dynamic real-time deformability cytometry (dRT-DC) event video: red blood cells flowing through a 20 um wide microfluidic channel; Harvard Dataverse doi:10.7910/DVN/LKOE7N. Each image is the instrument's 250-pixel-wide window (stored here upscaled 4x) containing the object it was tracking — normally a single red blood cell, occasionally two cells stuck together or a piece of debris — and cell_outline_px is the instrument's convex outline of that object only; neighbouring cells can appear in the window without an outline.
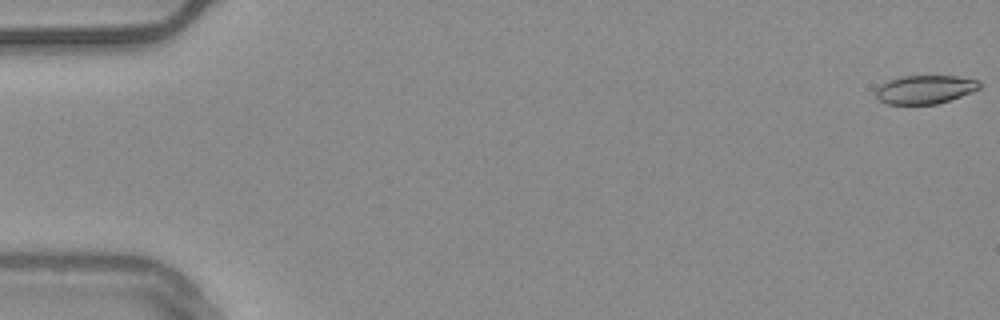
{"species": "common noctule bat (a hibernating species)", "species_latin": "Nyctalus noctula", "temperature_condition": "warm", "stored_images_in_passage": 52, "camera_frame_rate_fps": 3000, "um_per_image_px": 0.085, "animal": {"sex": "male", "body_mass_g": 20.4}, "frame": {"image": 1, "passage_image": 1, "time_ms": 0.0, "image_size_px": [1000, 320], "cell_outline_px": [[984, 84], [980, 88], [972, 92], [936, 104], [888, 104], [880, 100], [876, 96], [876, 88], [880, 84], [888, 80], [900, 76], [956, 76], [980, 80]], "centroid_in_image_um": [78.65, 7.59], "position_along_channel_um": 6.4, "area_um2": 17.34}}
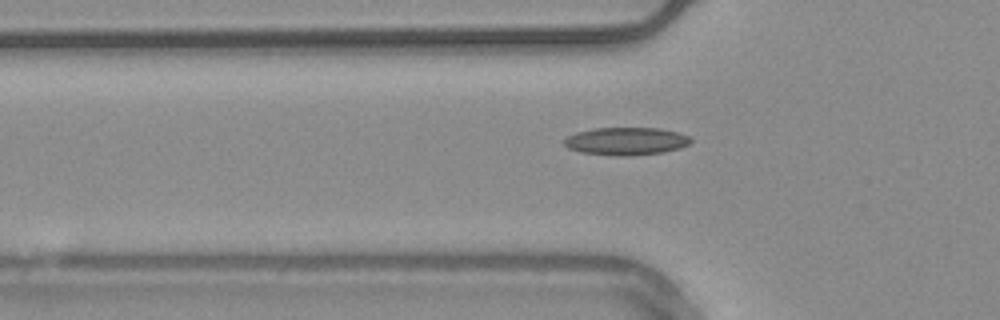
{"frame": {"image": 2, "passage_image": 19, "time_ms": 6.0, "image_size_px": [1000, 320], "cell_outline_px": [[692, 140], [688, 144], [680, 148], [664, 152], [628, 156], [616, 156], [580, 152], [568, 148], [564, 144], [564, 140], [568, 136], [576, 132], [592, 128], [660, 128], [692, 136]], "centroid_in_image_um": [53.23, 12.0], "position_along_channel_um": 72.6, "area_um2": 20.58}}